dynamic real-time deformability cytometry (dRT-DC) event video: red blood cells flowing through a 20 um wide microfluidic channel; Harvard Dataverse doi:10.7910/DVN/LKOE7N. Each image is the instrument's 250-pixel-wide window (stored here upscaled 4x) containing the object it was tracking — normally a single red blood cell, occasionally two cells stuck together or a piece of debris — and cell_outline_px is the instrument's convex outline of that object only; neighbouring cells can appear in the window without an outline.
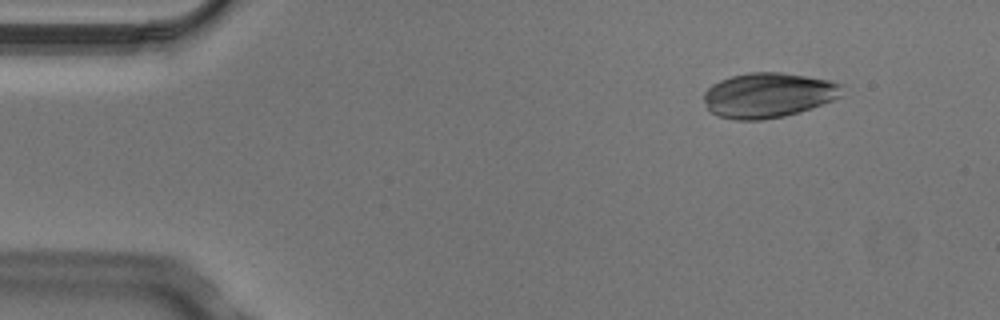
{"species": "Egyptian fruit bat (a non-hibernating species)", "species_latin": "Rousettus aegyptiacus", "temperature_condition": "cold", "stored_images_in_passage": 5, "camera_frame_rate_fps": 3000, "um_per_image_px": 0.085, "animal": {"sex": "male"}, "frame": {"image": 1, "passage_image": 2, "time_ms": 0.333, "image_size_px": [1000, 320], "cell_outline_px": [[844, 84], [840, 96], [832, 100], [812, 108], [800, 112], [784, 116], [760, 120], [736, 120], [720, 116], [712, 112], [708, 108], [704, 100], [704, 92], [712, 84], [720, 80], [732, 76], [748, 72], [780, 72], [808, 76], [828, 80]], "centroid_in_image_um": [65.31, 8.08], "position_along_channel_um": 19.7, "area_um2": 36.18}}
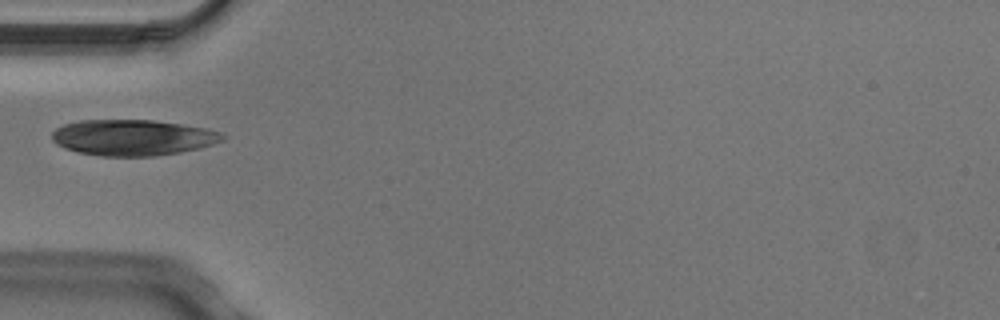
{"frame": {"image": 2, "passage_image": 5, "time_ms": 1.333, "image_size_px": [1000, 320], "cell_outline_px": [[228, 136], [224, 140], [200, 148], [180, 152], [156, 156], [100, 156], [80, 152], [64, 148], [56, 144], [52, 140], [52, 132], [56, 128], [64, 124], [80, 120], [152, 120], [208, 128], [224, 132]], "centroid_in_image_um": [11.33, 11.69], "position_along_channel_um": 73.7, "area_um2": 35.95}}